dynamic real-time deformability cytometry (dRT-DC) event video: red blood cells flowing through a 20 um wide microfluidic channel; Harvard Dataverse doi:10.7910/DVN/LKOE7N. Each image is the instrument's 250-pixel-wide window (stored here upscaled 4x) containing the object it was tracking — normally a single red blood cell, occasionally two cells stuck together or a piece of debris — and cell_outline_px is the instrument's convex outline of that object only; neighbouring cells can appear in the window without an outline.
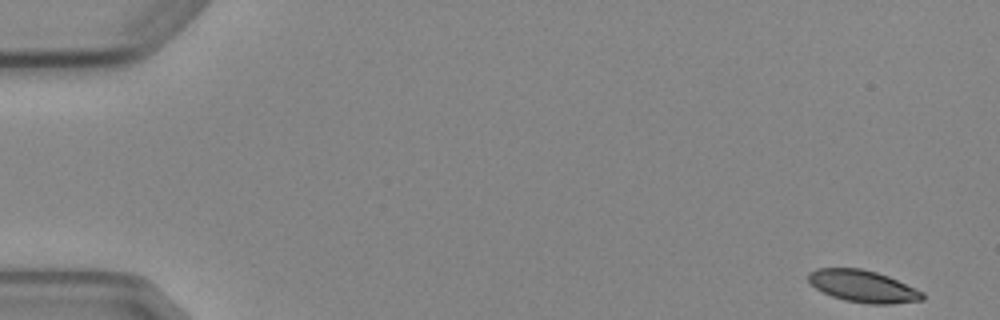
{"species": "Egyptian fruit bat (a non-hibernating species)", "species_latin": "Rousettus aegyptiacus", "temperature_condition": "cold", "stored_images_in_passage": 5, "camera_frame_rate_fps": 3000, "um_per_image_px": 0.085, "animal": {"sex": "female"}, "frame": {"image": 1, "passage_image": 1, "time_ms": 0.0, "image_size_px": [1000, 320], "cell_outline_px": [[924, 300], [892, 304], [868, 304], [844, 300], [832, 296], [816, 288], [808, 280], [808, 272], [816, 268], [860, 268], [876, 272], [888, 276], [924, 292]], "centroid_in_image_um": [73.36, 24.33], "position_along_channel_um": 11.6, "area_um2": 21.27}}
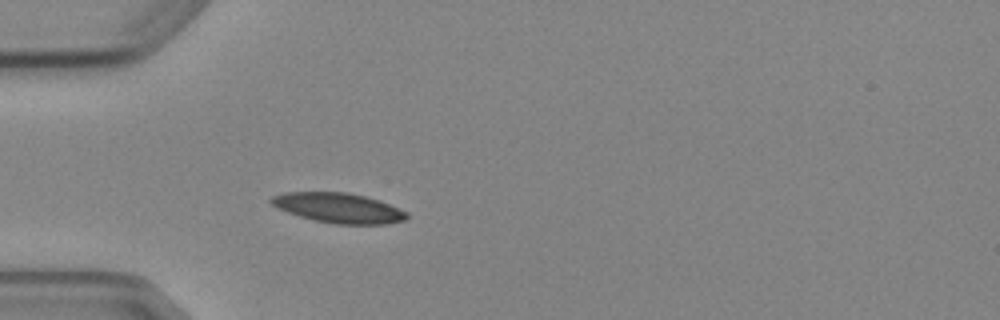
{"frame": {"image": 2, "passage_image": 5, "time_ms": 4.667, "image_size_px": [1000, 320], "cell_outline_px": [[408, 216], [404, 220], [388, 224], [336, 224], [316, 220], [300, 216], [288, 212], [272, 204], [268, 200], [272, 196], [284, 192], [348, 192], [380, 200], [408, 212]], "centroid_in_image_um": [28.8, 17.66], "position_along_channel_um": 56.2, "area_um2": 23.52}}